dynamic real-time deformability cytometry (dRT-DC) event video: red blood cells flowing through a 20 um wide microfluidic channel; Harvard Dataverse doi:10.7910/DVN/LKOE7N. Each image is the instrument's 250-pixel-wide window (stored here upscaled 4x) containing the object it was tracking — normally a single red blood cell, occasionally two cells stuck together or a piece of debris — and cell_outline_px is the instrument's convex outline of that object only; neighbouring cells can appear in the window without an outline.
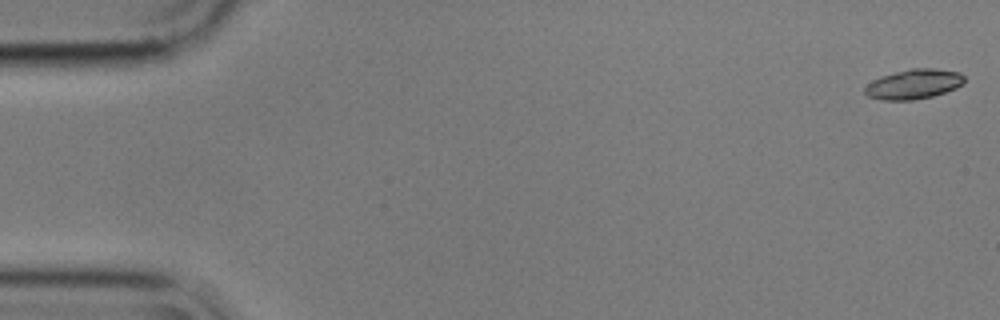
{"species": "common noctule bat (a hibernating species)", "species_latin": "Nyctalus noctula", "temperature_condition": "cold", "stored_images_in_passage": 57, "camera_frame_rate_fps": 3000, "um_per_image_px": 0.085, "animal": {"sex": "male", "body_mass_g": 17.9}, "frame": {"image": 1, "passage_image": 1, "time_ms": 0.0, "image_size_px": [1000, 320], "cell_outline_px": [[964, 80], [956, 88], [932, 96], [912, 100], [880, 100], [868, 96], [864, 92], [864, 88], [872, 80], [880, 76], [912, 68], [932, 68], [960, 72], [964, 76]], "centroid_in_image_um": [77.63, 7.15], "position_along_channel_um": 7.4, "area_um2": 17.17}}
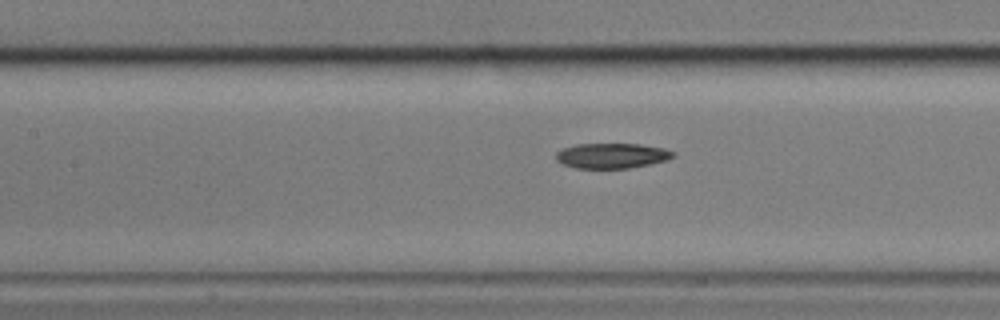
{"frame": {"image": 2, "passage_image": 25, "time_ms": 8.0, "image_size_px": [1000, 320], "cell_outline_px": [[676, 156], [668, 160], [628, 168], [576, 168], [564, 164], [556, 160], [556, 152], [564, 148], [576, 144], [640, 144], [664, 148], [676, 152]], "centroid_in_image_um": [52.04, 13.23], "position_along_channel_um": 155.4, "area_um2": 17.17}}
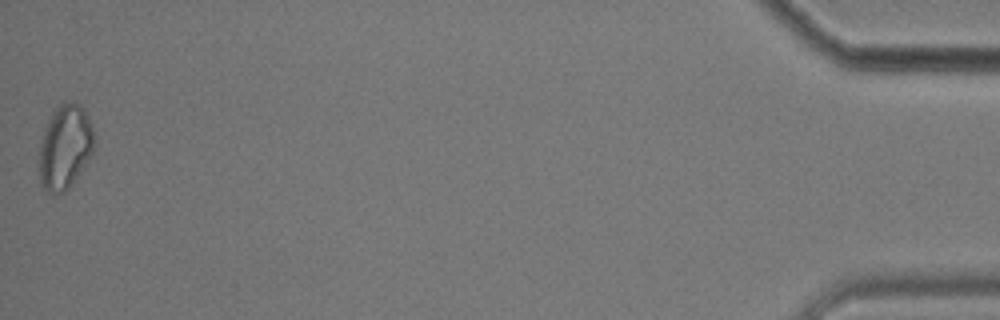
{"frame": {"image": 3, "passage_image": 56, "time_ms": 18.333, "image_size_px": [1000, 320], "cell_outline_px": [[96, 148], [92, 156], [72, 184], [64, 192], [52, 196], [40, 184], [36, 160], [44, 128], [56, 104], [64, 100], [76, 100], [84, 108], [92, 128], [96, 144]], "centroid_in_image_um": [5.5, 12.48], "position_along_channel_um": 429.7, "area_um2": 28.38}}